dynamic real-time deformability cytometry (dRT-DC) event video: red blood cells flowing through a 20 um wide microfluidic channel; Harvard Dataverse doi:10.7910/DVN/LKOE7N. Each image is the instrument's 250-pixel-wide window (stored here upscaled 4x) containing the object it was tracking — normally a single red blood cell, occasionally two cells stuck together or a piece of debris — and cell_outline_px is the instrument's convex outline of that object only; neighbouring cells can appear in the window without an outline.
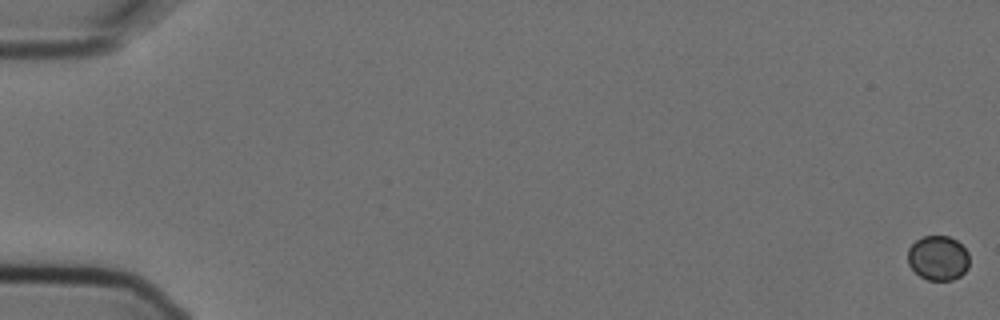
{"species": "Egyptian fruit bat (a non-hibernating species)", "species_latin": "Rousettus aegyptiacus", "temperature_condition": "cold", "stored_images_in_passage": 5, "camera_frame_rate_fps": 3000, "um_per_image_px": 0.085, "animal": {"sex": "female"}, "frame": {"image": 1, "passage_image": 1, "time_ms": 0.0, "image_size_px": [1000, 320], "cell_outline_px": [[968, 268], [960, 276], [952, 280], [928, 280], [920, 276], [908, 264], [908, 248], [916, 240], [924, 236], [948, 236], [956, 240], [968, 252]], "centroid_in_image_um": [79.73, 21.93], "position_along_channel_um": 5.3, "area_um2": 15.95}}
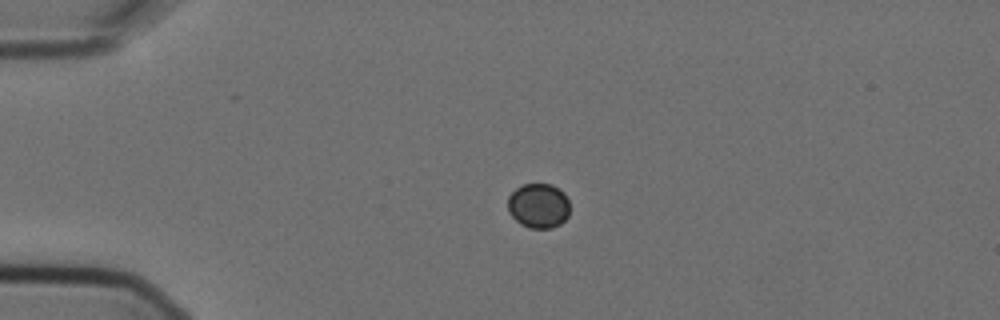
{"frame": {"image": 2, "passage_image": 4, "time_ms": 1.0, "image_size_px": [1000, 320], "cell_outline_px": [[568, 216], [560, 224], [552, 228], [528, 228], [520, 224], [508, 212], [508, 196], [516, 188], [524, 184], [552, 184], [564, 192], [568, 200]], "centroid_in_image_um": [45.76, 17.49], "position_along_channel_um": 39.2, "area_um2": 16.24}}